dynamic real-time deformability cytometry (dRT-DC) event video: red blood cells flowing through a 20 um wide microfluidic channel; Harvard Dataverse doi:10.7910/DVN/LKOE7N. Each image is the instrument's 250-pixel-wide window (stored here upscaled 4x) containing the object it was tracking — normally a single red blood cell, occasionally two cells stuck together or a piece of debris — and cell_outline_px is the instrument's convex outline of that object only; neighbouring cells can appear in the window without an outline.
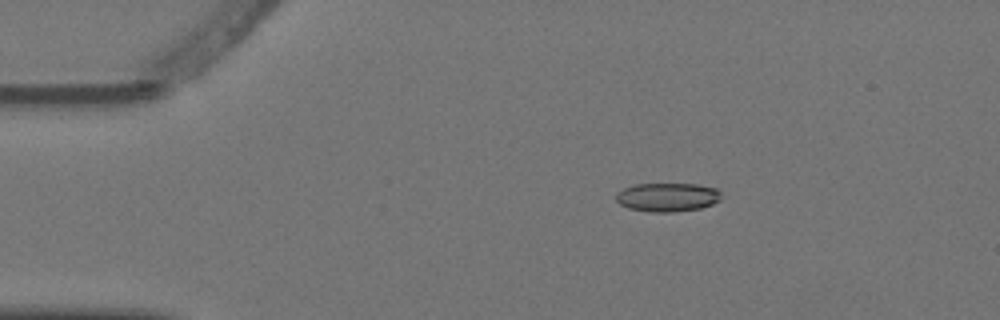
{"species": "Egyptian fruit bat (a non-hibernating species)", "species_latin": "Rousettus aegyptiacus", "temperature_condition": "warm", "stored_images_in_passage": 5, "camera_frame_rate_fps": 3000, "um_per_image_px": 0.085, "animal": {"sex": "female"}, "frame": {"image": 1, "passage_image": 2, "time_ms": 0.333, "image_size_px": [1000, 320], "cell_outline_px": [[720, 200], [712, 204], [700, 208], [672, 212], [648, 212], [628, 208], [620, 204], [616, 200], [616, 192], [624, 188], [636, 184], [696, 184], [716, 188], [720, 192]], "centroid_in_image_um": [56.71, 16.76], "position_along_channel_um": 28.3, "area_um2": 17.63}}
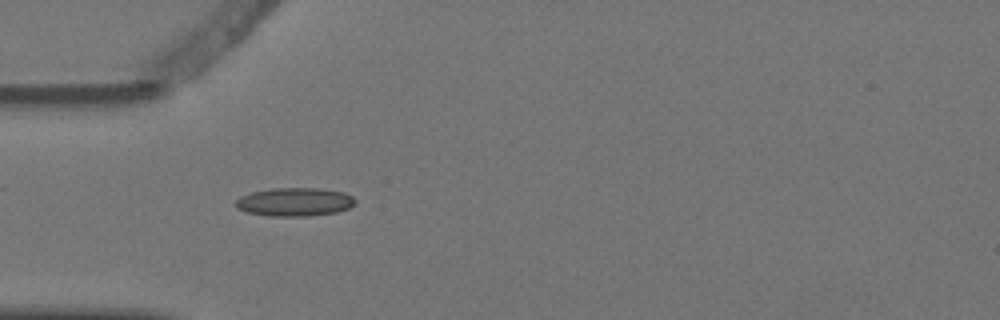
{"frame": {"image": 2, "passage_image": 4, "time_ms": 1.0, "image_size_px": [1000, 320], "cell_outline_px": [[356, 204], [348, 208], [336, 212], [308, 216], [268, 216], [248, 212], [236, 208], [232, 204], [240, 196], [252, 192], [272, 188], [316, 188], [344, 192], [352, 196], [356, 200]], "centroid_in_image_um": [25.02, 17.16], "position_along_channel_um": 60.0, "area_um2": 19.94}}
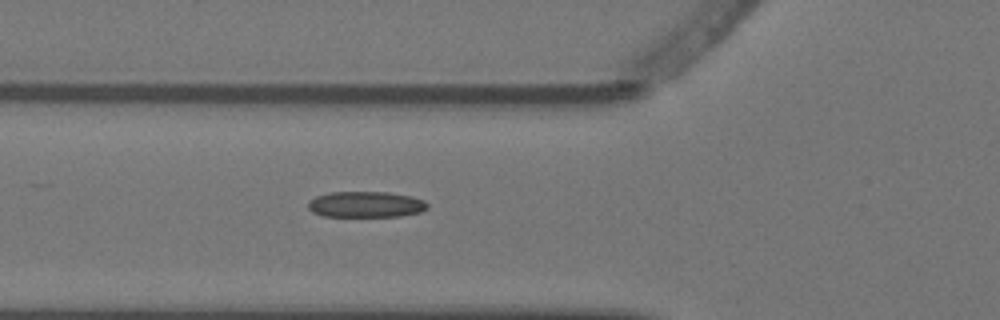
{"frame": {"image": 3, "passage_image": 5, "time_ms": 1.333, "image_size_px": [1000, 320], "cell_outline_px": [[428, 208], [420, 212], [400, 216], [324, 216], [312, 212], [308, 208], [308, 200], [316, 196], [328, 192], [388, 192], [412, 196], [424, 200], [428, 204]], "centroid_in_image_um": [31.09, 17.37], "position_along_channel_um": 94.7, "area_um2": 18.15}}